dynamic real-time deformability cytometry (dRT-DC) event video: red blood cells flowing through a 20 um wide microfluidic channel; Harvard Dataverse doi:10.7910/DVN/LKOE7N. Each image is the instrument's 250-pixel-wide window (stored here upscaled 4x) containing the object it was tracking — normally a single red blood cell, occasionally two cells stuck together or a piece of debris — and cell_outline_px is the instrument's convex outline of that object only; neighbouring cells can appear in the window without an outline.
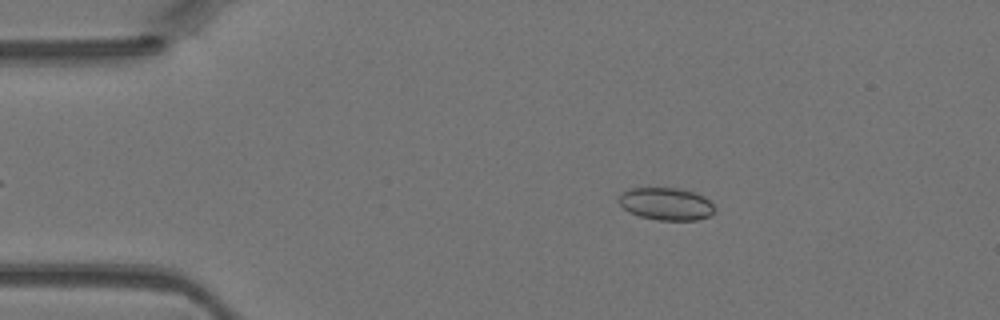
{"species": "Egyptian fruit bat (a non-hibernating species)", "species_latin": "Rousettus aegyptiacus", "temperature_condition": "warm", "stored_images_in_passage": 45, "camera_frame_rate_fps": 3000, "um_per_image_px": 0.085, "animal": {"sex": "female"}, "frame": {"image": 1, "passage_image": 7, "time_ms": 2.0, "image_size_px": [1000, 320], "cell_outline_px": [[716, 212], [712, 216], [696, 220], [660, 220], [640, 216], [628, 212], [616, 200], [620, 192], [628, 188], [680, 188], [696, 192], [704, 196], [716, 208]], "centroid_in_image_um": [56.63, 17.32], "position_along_channel_um": 28.4, "area_um2": 18.55}}
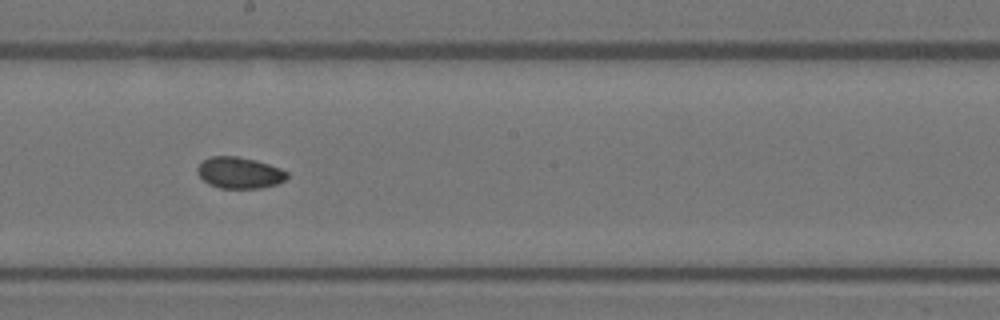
{"frame": {"image": 2, "passage_image": 24, "time_ms": 7.667, "image_size_px": [1000, 320], "cell_outline_px": [[288, 176], [284, 180], [276, 184], [260, 188], [220, 188], [208, 184], [196, 172], [196, 168], [204, 160], [212, 156], [236, 156], [256, 160], [280, 168], [288, 172]], "centroid_in_image_um": [20.35, 14.68], "position_along_channel_um": 227.9, "area_um2": 16.3}}
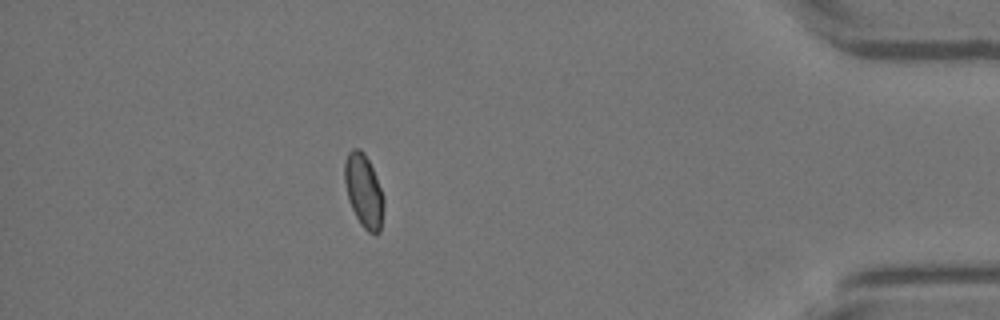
{"frame": {"image": 3, "passage_image": 39, "time_ms": 12.667, "image_size_px": [1000, 320], "cell_outline_px": [[384, 204], [380, 232], [376, 236], [368, 232], [360, 224], [348, 200], [344, 180], [344, 160], [348, 152], [352, 148], [360, 148], [364, 152], [372, 168], [384, 196]], "centroid_in_image_um": [30.91, 16.23], "position_along_channel_um": 404.3, "area_um2": 16.88}}